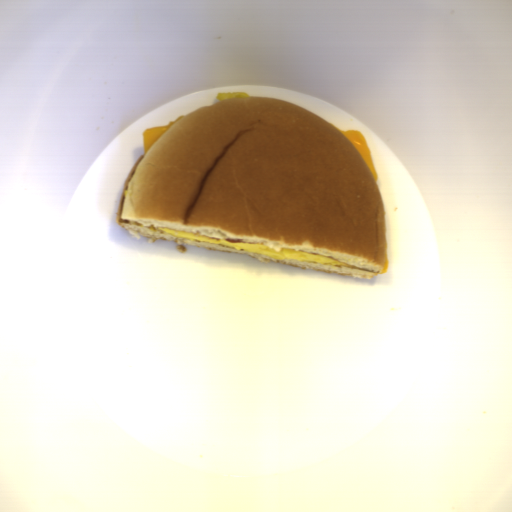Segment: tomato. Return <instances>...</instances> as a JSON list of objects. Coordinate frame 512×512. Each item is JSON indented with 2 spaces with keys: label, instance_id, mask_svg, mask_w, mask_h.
<instances>
[{
  "label": "tomato",
  "instance_id": "obj_1",
  "mask_svg": "<svg viewBox=\"0 0 512 512\" xmlns=\"http://www.w3.org/2000/svg\"><path fill=\"white\" fill-rule=\"evenodd\" d=\"M145 155H140L138 157V159L136 160V162L134 163L132 169L130 170V172L128 173L125 181H124V184H123V188H122V193H121V197H120V200H119V206H118V215H117V220H118V223H123V224H128V225H133V226H138V227H143L144 224H142L141 222L139 221H136L134 219H123V212H124V208H125V199L127 197V192H128V186H129V182L130 180L132 179L137 167L139 166V164L141 163V161L143 160Z\"/></svg>",
  "mask_w": 512,
  "mask_h": 512
}]
</instances>
